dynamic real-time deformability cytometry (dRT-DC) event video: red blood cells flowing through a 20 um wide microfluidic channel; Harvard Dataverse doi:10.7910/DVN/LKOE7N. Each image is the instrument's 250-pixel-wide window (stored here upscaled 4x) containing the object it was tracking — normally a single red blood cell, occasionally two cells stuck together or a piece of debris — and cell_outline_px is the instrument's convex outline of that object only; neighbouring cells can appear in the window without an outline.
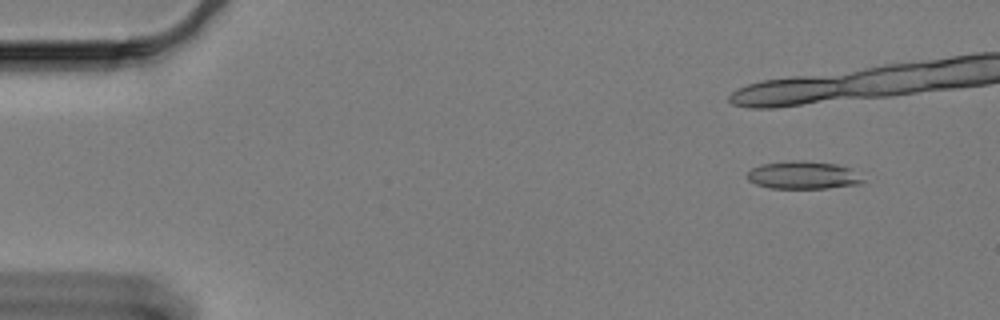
{"species": "Egyptian fruit bat (a non-hibernating species)", "species_latin": "Rousettus aegyptiacus", "temperature_condition": "cold", "stored_images_in_passage": 26, "camera_frame_rate_fps": 3000, "um_per_image_px": 0.085, "animal": {"sex": "female"}, "frame": {"image": 1, "passage_image": 5, "time_ms": 1.333, "image_size_px": [1000, 320], "cell_outline_px": [[864, 180], [860, 184], [828, 188], [768, 188], [756, 184], [748, 180], [748, 172], [752, 168], [760, 164], [792, 160], [800, 160], [836, 164], [852, 168]], "centroid_in_image_um": [68.27, 14.88], "position_along_channel_um": 16.7, "area_um2": 18.79}}